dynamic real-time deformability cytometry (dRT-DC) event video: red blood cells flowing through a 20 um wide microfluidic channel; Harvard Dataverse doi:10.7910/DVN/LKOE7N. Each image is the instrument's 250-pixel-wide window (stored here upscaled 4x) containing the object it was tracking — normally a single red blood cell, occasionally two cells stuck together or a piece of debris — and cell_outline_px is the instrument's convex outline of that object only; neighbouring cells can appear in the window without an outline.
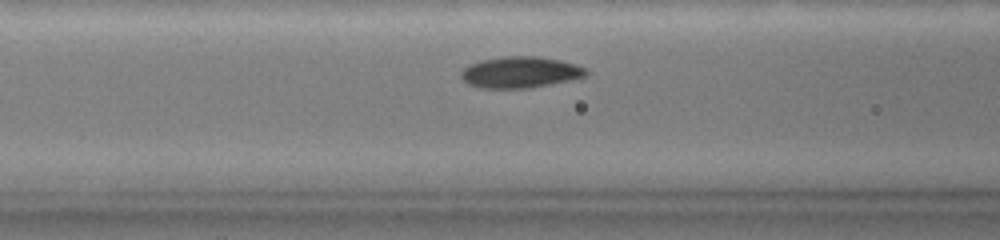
{"species": "common noctule bat (a hibernating species)", "species_latin": "Nyctalus noctula", "temperature_condition": "warm", "stored_images_in_passage": 79, "camera_frame_rate_fps": 3000, "um_per_image_px": 0.085, "animal": {"sex": "female", "body_mass_g": 19.0, "forearm_length_mm": 51.5}, "frame": {"image": 1, "passage_image": 35, "time_ms": 4.333, "image_size_px": [1000, 240], "cell_outline_px": [[588, 72], [584, 76], [544, 84], [520, 88], [488, 88], [472, 84], [464, 80], [460, 76], [460, 72], [468, 64], [480, 60], [504, 56], [536, 56], [560, 60], [576, 64], [584, 68]], "centroid_in_image_um": [44.16, 6.1], "position_along_channel_um": 122.4, "area_um2": 22.08}}
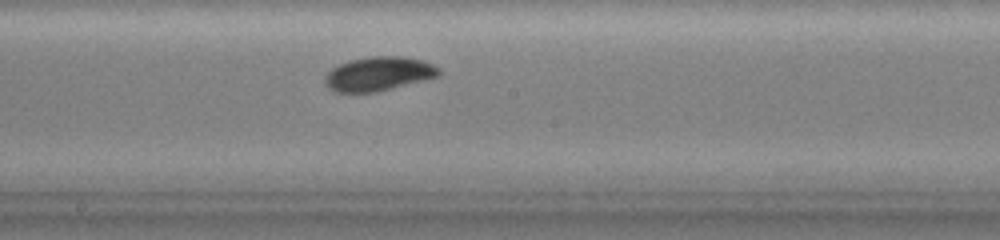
{"frame": {"image": 2, "passage_image": 53, "time_ms": 7.0, "image_size_px": [1000, 240], "cell_outline_px": [[440, 72], [436, 76], [372, 92], [340, 92], [332, 88], [328, 84], [324, 76], [332, 68], [348, 60], [368, 56], [400, 56], [424, 60], [440, 68]], "centroid_in_image_um": [32.17, 6.23], "position_along_channel_um": 216.0, "area_um2": 21.91}}
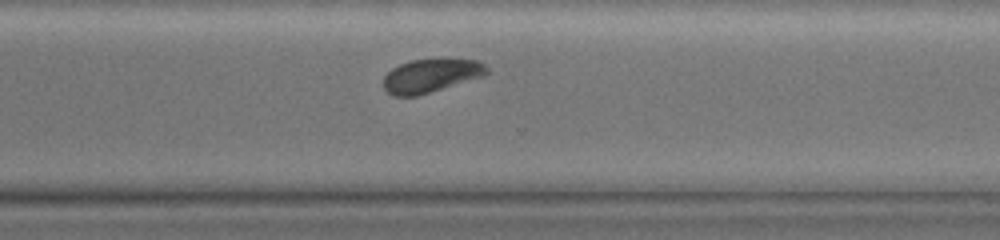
{"frame": {"image": 3, "passage_image": 75, "time_ms": 10.333, "image_size_px": [1000, 240], "cell_outline_px": [[488, 72], [484, 76], [416, 96], [392, 96], [384, 88], [384, 76], [392, 68], [400, 64], [412, 60], [440, 56], [480, 60], [488, 68]], "centroid_in_image_um": [36.67, 6.37], "position_along_channel_um": 333.9, "area_um2": 20.81}}